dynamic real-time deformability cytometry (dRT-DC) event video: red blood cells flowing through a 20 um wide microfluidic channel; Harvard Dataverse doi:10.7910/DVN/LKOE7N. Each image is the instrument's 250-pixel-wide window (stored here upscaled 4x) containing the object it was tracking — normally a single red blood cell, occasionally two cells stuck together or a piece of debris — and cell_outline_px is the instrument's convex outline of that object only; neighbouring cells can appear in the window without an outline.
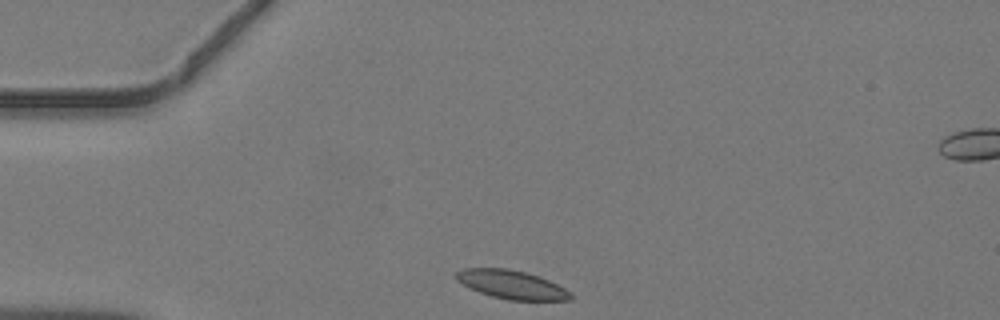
{"species": "common noctule bat (a hibernating species)", "species_latin": "Nyctalus noctula", "temperature_condition": "warm", "stored_images_in_passage": 36, "camera_frame_rate_fps": 3000, "um_per_image_px": 0.085, "animal": {"sex": "male", "body_mass_g": 19.2, "forearm_length_mm": 51.8}, "frame": {"image": 1, "passage_image": 1, "time_ms": 0.0, "image_size_px": [1000, 320], "cell_outline_px": [[572, 300], [508, 300], [492, 296], [468, 288], [456, 280], [452, 276], [456, 272], [464, 268], [508, 268], [524, 272], [548, 280], [572, 292]], "centroid_in_image_um": [43.44, 24.19], "position_along_channel_um": 41.6, "area_um2": 19.07}}
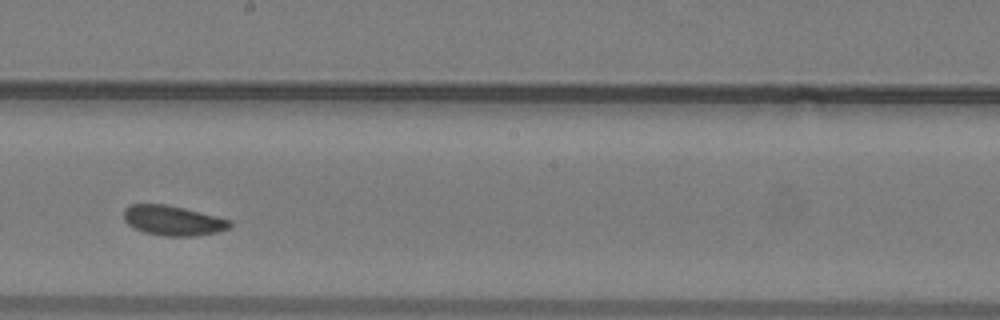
{"frame": {"image": 2, "passage_image": 16, "time_ms": 5.0, "image_size_px": [1000, 320], "cell_outline_px": [[232, 224], [228, 228], [220, 232], [192, 236], [164, 236], [144, 232], [132, 228], [124, 220], [124, 208], [128, 204], [164, 204], [184, 208], [232, 220]], "centroid_in_image_um": [14.68, 18.75], "position_along_channel_um": 233.5, "area_um2": 18.61}}
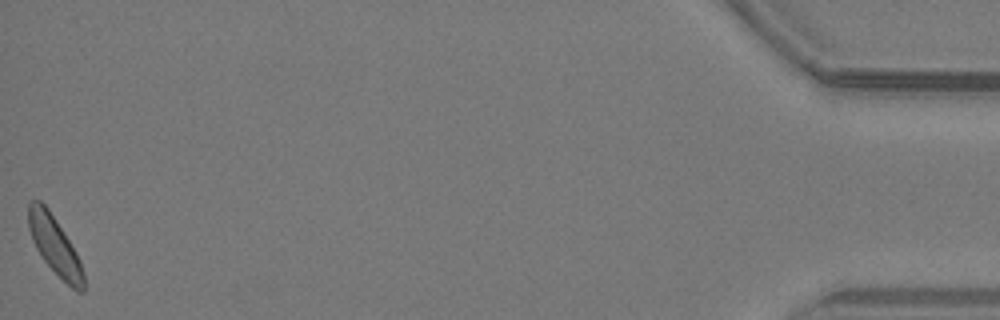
{"frame": {"image": 3, "passage_image": 36, "time_ms": 11.667, "image_size_px": [1000, 320], "cell_outline_px": [[84, 292], [76, 292], [40, 256], [32, 240], [28, 228], [28, 204], [32, 200], [40, 200], [48, 208], [76, 252], [80, 260], [84, 272]], "centroid_in_image_um": [4.65, 20.86], "position_along_channel_um": 430.6, "area_um2": 18.44}}